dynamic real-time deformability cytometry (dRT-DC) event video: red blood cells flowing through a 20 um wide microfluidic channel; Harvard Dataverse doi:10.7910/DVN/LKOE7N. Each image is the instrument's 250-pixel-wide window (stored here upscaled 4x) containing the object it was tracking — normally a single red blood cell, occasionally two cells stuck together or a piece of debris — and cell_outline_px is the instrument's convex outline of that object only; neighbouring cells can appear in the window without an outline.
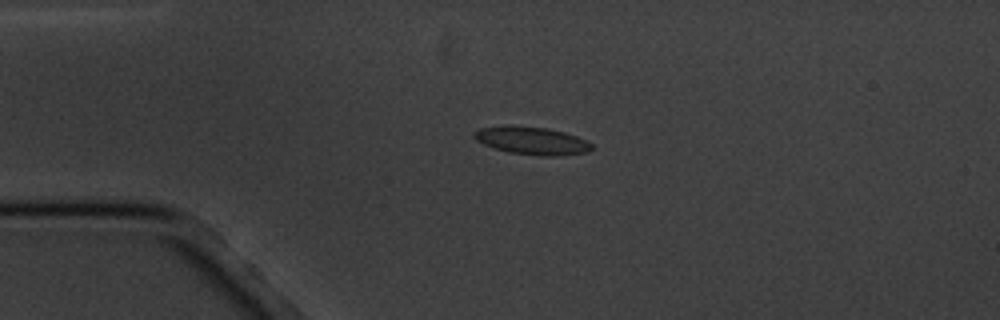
{"species": "common noctule bat (a hibernating species)", "species_latin": "Nyctalus noctula", "temperature_condition": "cold", "stored_images_in_passage": 4, "camera_frame_rate_fps": 3000, "um_per_image_px": 0.085, "animal": {"sex": "male", "body_mass_g": 20.1, "forearm_length_mm": 53.5}, "frame": {"image": 1, "passage_image": 3, "time_ms": 2.667, "image_size_px": [1000, 320], "cell_outline_px": [[592, 148], [588, 152], [560, 156], [540, 156], [508, 152], [484, 144], [476, 140], [472, 136], [472, 132], [480, 128], [508, 124], [548, 128], [564, 132], [576, 136], [592, 144]], "centroid_in_image_um": [45.17, 11.94], "position_along_channel_um": 39.8, "area_um2": 19.25}}